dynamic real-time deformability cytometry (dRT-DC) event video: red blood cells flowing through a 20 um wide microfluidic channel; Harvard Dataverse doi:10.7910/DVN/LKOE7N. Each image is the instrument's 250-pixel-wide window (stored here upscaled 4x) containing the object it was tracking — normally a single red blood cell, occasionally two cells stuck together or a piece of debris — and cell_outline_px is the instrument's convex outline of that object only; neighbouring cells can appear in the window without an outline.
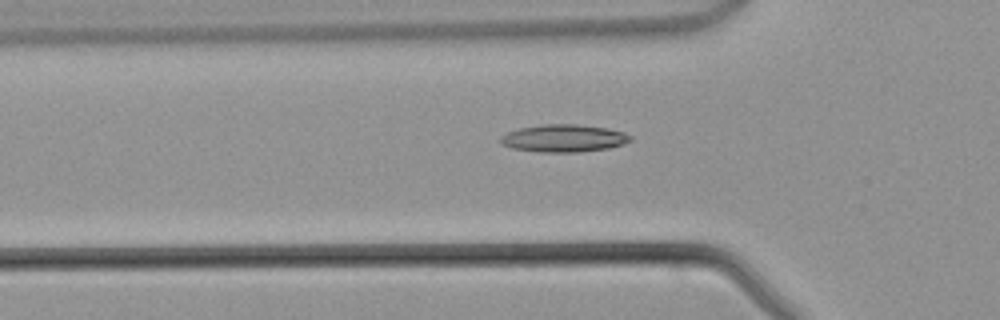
{"species": "common noctule bat (a hibernating species)", "species_latin": "Nyctalus noctula", "temperature_condition": "warm", "stored_images_in_passage": 28, "camera_frame_rate_fps": 3000, "um_per_image_px": 0.085, "animal": {"sex": "male", "body_mass_g": 21.5, "forearm_length_mm": 52.0}, "frame": {"image": 1, "passage_image": 6, "time_ms": 1.667, "image_size_px": [1000, 320], "cell_outline_px": [[632, 140], [624, 144], [608, 148], [580, 152], [536, 152], [512, 148], [500, 144], [500, 136], [508, 132], [520, 128], [544, 124], [576, 124], [608, 128], [624, 132], [632, 136]], "centroid_in_image_um": [47.92, 11.75], "position_along_channel_um": 77.9, "area_um2": 20.98}}
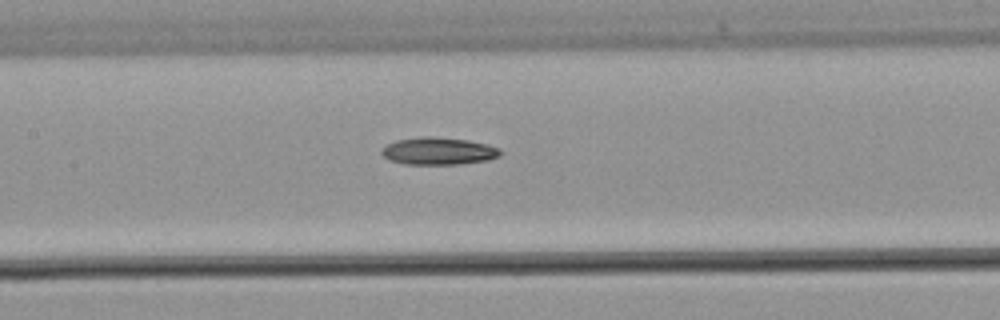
{"frame": {"image": 2, "passage_image": 12, "time_ms": 3.667, "image_size_px": [1000, 320], "cell_outline_px": [[504, 152], [500, 156], [488, 160], [460, 164], [404, 164], [388, 160], [380, 152], [388, 144], [396, 140], [424, 136], [432, 136], [468, 140], [488, 144], [500, 148]], "centroid_in_image_um": [37.31, 12.84], "position_along_channel_um": 170.1, "area_um2": 19.07}}
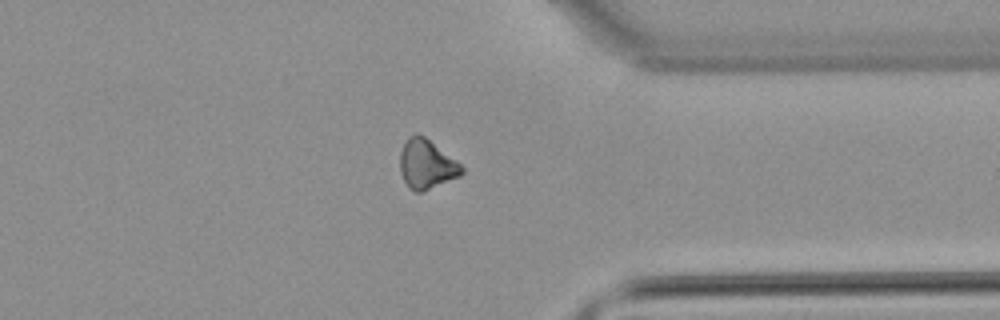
{"frame": {"image": 3, "passage_image": 26, "time_ms": 8.333, "image_size_px": [1000, 320], "cell_outline_px": [[464, 172], [460, 176], [420, 192], [416, 192], [404, 180], [400, 172], [400, 152], [404, 140], [408, 136], [416, 132], [424, 136], [456, 160], [464, 168]], "centroid_in_image_um": [36.24, 13.92], "position_along_channel_um": 375.2, "area_um2": 17.57}}